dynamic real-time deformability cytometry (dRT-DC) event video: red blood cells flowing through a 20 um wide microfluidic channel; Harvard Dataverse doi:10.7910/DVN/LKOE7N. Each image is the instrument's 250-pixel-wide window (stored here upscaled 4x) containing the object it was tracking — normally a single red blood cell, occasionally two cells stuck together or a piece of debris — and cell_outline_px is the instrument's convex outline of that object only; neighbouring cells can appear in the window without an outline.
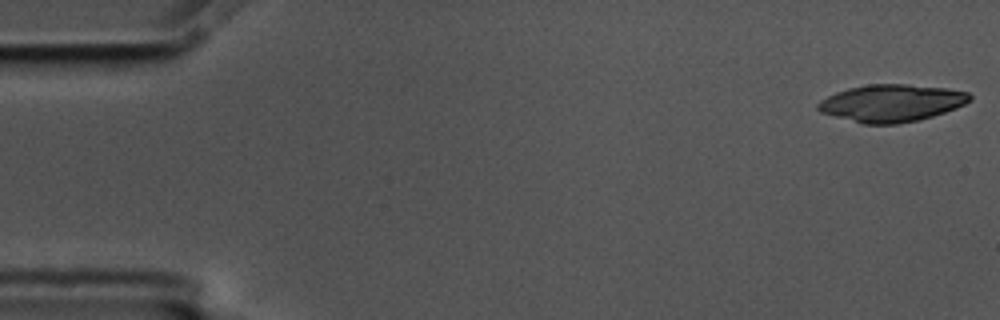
{"species": "common noctule bat (a hibernating species)", "species_latin": "Nyctalus noctula", "temperature_condition": "cold", "stored_images_in_passage": 26, "camera_frame_rate_fps": 3000, "um_per_image_px": 0.085, "animal": {"sex": "male", "body_mass_g": 17.5, "forearm_length_mm": 52.3}, "frame": {"image": 1, "passage_image": 1, "time_ms": 0.0, "image_size_px": [1000, 320], "cell_outline_px": [[972, 100], [956, 108], [920, 120], [896, 124], [860, 124], [820, 112], [816, 108], [816, 104], [820, 100], [836, 92], [848, 88], [868, 84], [908, 84], [944, 88], [968, 92], [972, 96]], "centroid_in_image_um": [75.75, 8.77], "position_along_channel_um": 9.3, "area_um2": 33.12}}